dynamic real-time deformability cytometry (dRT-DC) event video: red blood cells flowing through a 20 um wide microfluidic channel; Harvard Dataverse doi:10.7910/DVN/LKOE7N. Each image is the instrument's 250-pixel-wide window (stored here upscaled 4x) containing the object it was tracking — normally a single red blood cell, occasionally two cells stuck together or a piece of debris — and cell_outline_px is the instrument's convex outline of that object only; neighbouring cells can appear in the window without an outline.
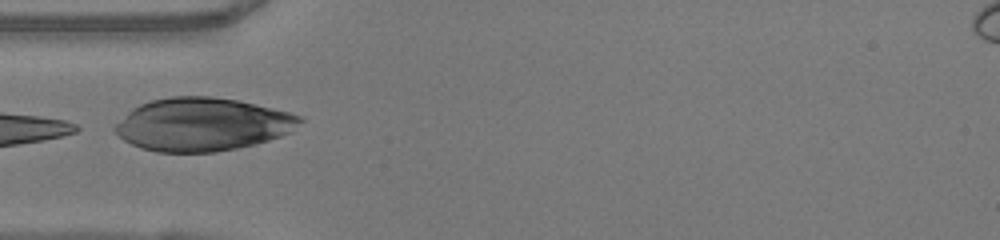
{"species": "human", "species_latin": "Homo sapiens", "temperature_condition": "warm", "stored_images_in_passage": 21, "camera_frame_rate_fps": 3000, "um_per_image_px": 0.085, "donor": {"sex": "female"}, "frame": {"image": 1, "passage_image": 1, "time_ms": 0.0, "image_size_px": [1000, 240], "cell_outline_px": [[304, 120], [288, 132], [280, 136], [256, 144], [216, 152], [156, 152], [140, 148], [124, 140], [112, 128], [132, 108], [140, 104], [152, 100], [172, 96], [212, 96], [236, 100], [272, 108], [288, 112], [300, 116]], "centroid_in_image_um": [17.17, 10.57], "position_along_channel_um": 67.8, "area_um2": 56.88}}